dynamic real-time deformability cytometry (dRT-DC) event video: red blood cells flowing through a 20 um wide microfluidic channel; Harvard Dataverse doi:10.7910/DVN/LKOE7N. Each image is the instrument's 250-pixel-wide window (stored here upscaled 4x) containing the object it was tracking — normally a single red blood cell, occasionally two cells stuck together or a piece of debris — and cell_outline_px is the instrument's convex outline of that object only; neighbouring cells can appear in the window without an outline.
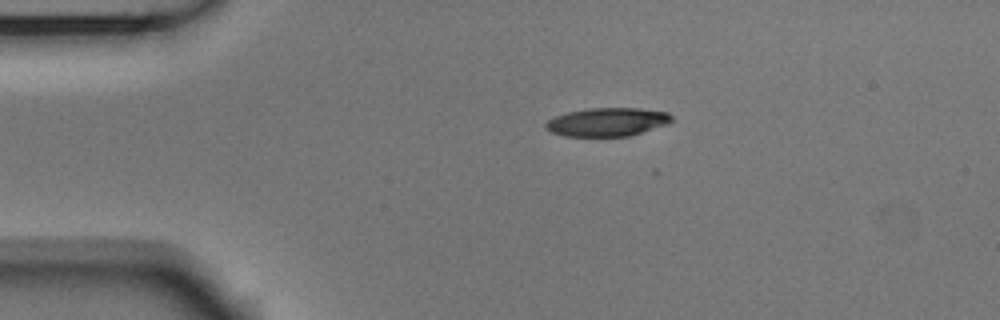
{"species": "Egyptian fruit bat (a non-hibernating species)", "species_latin": "Rousettus aegyptiacus", "temperature_condition": "room temperature", "stored_images_in_passage": 44, "camera_frame_rate_fps": 3000, "um_per_image_px": 0.085, "animal": {"sex": "male"}, "frame": {"image": 1, "passage_image": 1, "time_ms": 0.0, "image_size_px": [1000, 320], "cell_outline_px": [[672, 120], [668, 124], [628, 136], [564, 136], [552, 132], [544, 128], [544, 124], [548, 120], [556, 116], [568, 112], [588, 108], [640, 108], [668, 112], [672, 116]], "centroid_in_image_um": [51.62, 10.36], "position_along_channel_um": 33.4, "area_um2": 20.87}}
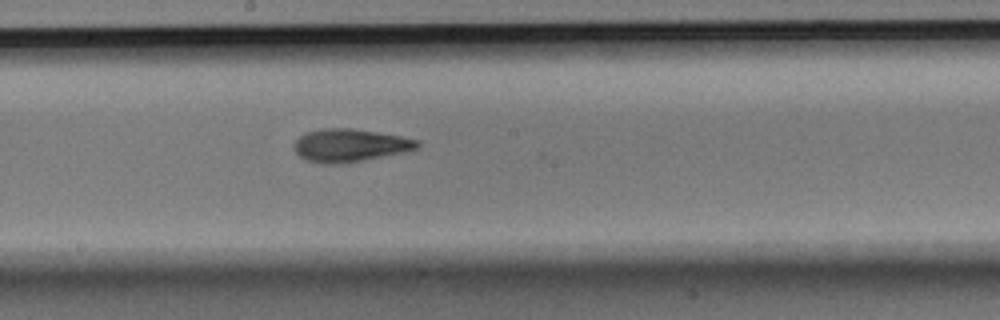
{"frame": {"image": 2, "passage_image": 19, "time_ms": 6.0, "image_size_px": [1000, 320], "cell_outline_px": [[420, 144], [416, 148], [404, 152], [364, 160], [340, 164], [324, 164], [308, 160], [300, 156], [296, 152], [296, 140], [300, 136], [308, 132], [320, 128], [352, 128], [400, 136], [420, 140]], "centroid_in_image_um": [29.76, 12.35], "position_along_channel_um": 218.4, "area_um2": 23.35}}
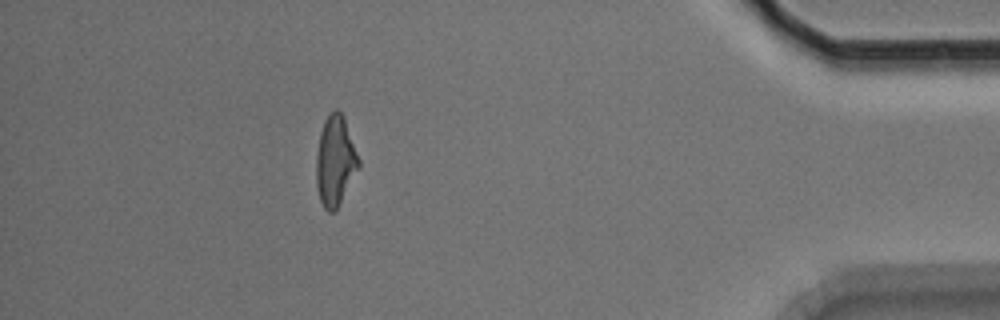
{"frame": {"image": 3, "passage_image": 38, "time_ms": 12.333, "image_size_px": [1000, 320], "cell_outline_px": [[360, 164], [336, 208], [332, 212], [328, 212], [324, 208], [320, 200], [316, 184], [316, 156], [320, 132], [324, 120], [336, 108], [344, 116], [360, 160]], "centroid_in_image_um": [28.48, 13.64], "position_along_channel_um": 406.7, "area_um2": 21.85}, "authors_computed_cell_mechanics": {"area_um2": 22.3975, "velocity_mm_per_s": 3.761, "shape_relaxation_time_tau1_ms": 3.4278, "shape_relaxation_time_tau2_ms": 2.4944, "deformation_change_tau1": 0.1706, "deformation_change_tau2": 0.1123}}